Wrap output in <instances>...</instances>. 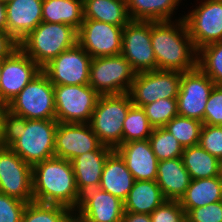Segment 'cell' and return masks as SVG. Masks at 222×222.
<instances>
[{"label": "cell", "mask_w": 222, "mask_h": 222, "mask_svg": "<svg viewBox=\"0 0 222 222\" xmlns=\"http://www.w3.org/2000/svg\"><path fill=\"white\" fill-rule=\"evenodd\" d=\"M121 54L136 73L157 70L151 45V21L131 20L123 27Z\"/></svg>", "instance_id": "obj_11"}, {"label": "cell", "mask_w": 222, "mask_h": 222, "mask_svg": "<svg viewBox=\"0 0 222 222\" xmlns=\"http://www.w3.org/2000/svg\"><path fill=\"white\" fill-rule=\"evenodd\" d=\"M102 144L89 123H61L55 132V156L71 161L75 157L96 151Z\"/></svg>", "instance_id": "obj_17"}, {"label": "cell", "mask_w": 222, "mask_h": 222, "mask_svg": "<svg viewBox=\"0 0 222 222\" xmlns=\"http://www.w3.org/2000/svg\"><path fill=\"white\" fill-rule=\"evenodd\" d=\"M121 222H152L150 214L124 212Z\"/></svg>", "instance_id": "obj_42"}, {"label": "cell", "mask_w": 222, "mask_h": 222, "mask_svg": "<svg viewBox=\"0 0 222 222\" xmlns=\"http://www.w3.org/2000/svg\"><path fill=\"white\" fill-rule=\"evenodd\" d=\"M78 31L67 24L41 22L19 47L41 68L77 44Z\"/></svg>", "instance_id": "obj_4"}, {"label": "cell", "mask_w": 222, "mask_h": 222, "mask_svg": "<svg viewBox=\"0 0 222 222\" xmlns=\"http://www.w3.org/2000/svg\"><path fill=\"white\" fill-rule=\"evenodd\" d=\"M42 68L20 47L1 61L0 103L8 105Z\"/></svg>", "instance_id": "obj_16"}, {"label": "cell", "mask_w": 222, "mask_h": 222, "mask_svg": "<svg viewBox=\"0 0 222 222\" xmlns=\"http://www.w3.org/2000/svg\"><path fill=\"white\" fill-rule=\"evenodd\" d=\"M27 203L0 193V222H21Z\"/></svg>", "instance_id": "obj_38"}, {"label": "cell", "mask_w": 222, "mask_h": 222, "mask_svg": "<svg viewBox=\"0 0 222 222\" xmlns=\"http://www.w3.org/2000/svg\"><path fill=\"white\" fill-rule=\"evenodd\" d=\"M75 212L87 222H121L124 202L100 188L90 189L81 195Z\"/></svg>", "instance_id": "obj_18"}, {"label": "cell", "mask_w": 222, "mask_h": 222, "mask_svg": "<svg viewBox=\"0 0 222 222\" xmlns=\"http://www.w3.org/2000/svg\"><path fill=\"white\" fill-rule=\"evenodd\" d=\"M123 27L84 19L78 30L77 43L92 58L121 54Z\"/></svg>", "instance_id": "obj_15"}, {"label": "cell", "mask_w": 222, "mask_h": 222, "mask_svg": "<svg viewBox=\"0 0 222 222\" xmlns=\"http://www.w3.org/2000/svg\"><path fill=\"white\" fill-rule=\"evenodd\" d=\"M17 48L19 43L6 31L0 30V61L9 57Z\"/></svg>", "instance_id": "obj_41"}, {"label": "cell", "mask_w": 222, "mask_h": 222, "mask_svg": "<svg viewBox=\"0 0 222 222\" xmlns=\"http://www.w3.org/2000/svg\"><path fill=\"white\" fill-rule=\"evenodd\" d=\"M158 186L166 200H177L185 194L191 178L183 165L182 158L158 161Z\"/></svg>", "instance_id": "obj_22"}, {"label": "cell", "mask_w": 222, "mask_h": 222, "mask_svg": "<svg viewBox=\"0 0 222 222\" xmlns=\"http://www.w3.org/2000/svg\"><path fill=\"white\" fill-rule=\"evenodd\" d=\"M204 124L222 126V85H215L207 100Z\"/></svg>", "instance_id": "obj_39"}, {"label": "cell", "mask_w": 222, "mask_h": 222, "mask_svg": "<svg viewBox=\"0 0 222 222\" xmlns=\"http://www.w3.org/2000/svg\"><path fill=\"white\" fill-rule=\"evenodd\" d=\"M214 82L197 66L183 72L177 97L178 115L204 124V111Z\"/></svg>", "instance_id": "obj_12"}, {"label": "cell", "mask_w": 222, "mask_h": 222, "mask_svg": "<svg viewBox=\"0 0 222 222\" xmlns=\"http://www.w3.org/2000/svg\"><path fill=\"white\" fill-rule=\"evenodd\" d=\"M6 27V7L3 2L0 1V30L5 31Z\"/></svg>", "instance_id": "obj_43"}, {"label": "cell", "mask_w": 222, "mask_h": 222, "mask_svg": "<svg viewBox=\"0 0 222 222\" xmlns=\"http://www.w3.org/2000/svg\"><path fill=\"white\" fill-rule=\"evenodd\" d=\"M149 141L158 161L182 156L184 148L164 127L153 128Z\"/></svg>", "instance_id": "obj_34"}, {"label": "cell", "mask_w": 222, "mask_h": 222, "mask_svg": "<svg viewBox=\"0 0 222 222\" xmlns=\"http://www.w3.org/2000/svg\"><path fill=\"white\" fill-rule=\"evenodd\" d=\"M203 122L188 117L175 116L164 128L168 130L183 148L199 144Z\"/></svg>", "instance_id": "obj_32"}, {"label": "cell", "mask_w": 222, "mask_h": 222, "mask_svg": "<svg viewBox=\"0 0 222 222\" xmlns=\"http://www.w3.org/2000/svg\"><path fill=\"white\" fill-rule=\"evenodd\" d=\"M115 151L124 160L134 180L156 181L158 160L149 139L122 143Z\"/></svg>", "instance_id": "obj_19"}, {"label": "cell", "mask_w": 222, "mask_h": 222, "mask_svg": "<svg viewBox=\"0 0 222 222\" xmlns=\"http://www.w3.org/2000/svg\"><path fill=\"white\" fill-rule=\"evenodd\" d=\"M132 106L129 93L99 96L89 124L102 145L115 150L122 144L123 121Z\"/></svg>", "instance_id": "obj_5"}, {"label": "cell", "mask_w": 222, "mask_h": 222, "mask_svg": "<svg viewBox=\"0 0 222 222\" xmlns=\"http://www.w3.org/2000/svg\"><path fill=\"white\" fill-rule=\"evenodd\" d=\"M151 45L157 70L186 72L197 67L198 51L184 16L174 21H151Z\"/></svg>", "instance_id": "obj_2"}, {"label": "cell", "mask_w": 222, "mask_h": 222, "mask_svg": "<svg viewBox=\"0 0 222 222\" xmlns=\"http://www.w3.org/2000/svg\"><path fill=\"white\" fill-rule=\"evenodd\" d=\"M152 222H185L186 213L177 200H165L151 214Z\"/></svg>", "instance_id": "obj_37"}, {"label": "cell", "mask_w": 222, "mask_h": 222, "mask_svg": "<svg viewBox=\"0 0 222 222\" xmlns=\"http://www.w3.org/2000/svg\"><path fill=\"white\" fill-rule=\"evenodd\" d=\"M222 201V178L193 179L179 200L180 206L187 214L191 209L204 207Z\"/></svg>", "instance_id": "obj_24"}, {"label": "cell", "mask_w": 222, "mask_h": 222, "mask_svg": "<svg viewBox=\"0 0 222 222\" xmlns=\"http://www.w3.org/2000/svg\"><path fill=\"white\" fill-rule=\"evenodd\" d=\"M142 109L153 128L164 127L178 115L177 98H165L144 105Z\"/></svg>", "instance_id": "obj_35"}, {"label": "cell", "mask_w": 222, "mask_h": 222, "mask_svg": "<svg viewBox=\"0 0 222 222\" xmlns=\"http://www.w3.org/2000/svg\"><path fill=\"white\" fill-rule=\"evenodd\" d=\"M219 175L222 178V157L219 158Z\"/></svg>", "instance_id": "obj_46"}, {"label": "cell", "mask_w": 222, "mask_h": 222, "mask_svg": "<svg viewBox=\"0 0 222 222\" xmlns=\"http://www.w3.org/2000/svg\"><path fill=\"white\" fill-rule=\"evenodd\" d=\"M135 75L122 54L92 58L89 85L99 95L129 93Z\"/></svg>", "instance_id": "obj_7"}, {"label": "cell", "mask_w": 222, "mask_h": 222, "mask_svg": "<svg viewBox=\"0 0 222 222\" xmlns=\"http://www.w3.org/2000/svg\"><path fill=\"white\" fill-rule=\"evenodd\" d=\"M43 0H13L5 4V31L18 43L42 22Z\"/></svg>", "instance_id": "obj_20"}, {"label": "cell", "mask_w": 222, "mask_h": 222, "mask_svg": "<svg viewBox=\"0 0 222 222\" xmlns=\"http://www.w3.org/2000/svg\"><path fill=\"white\" fill-rule=\"evenodd\" d=\"M56 119H26L6 111L0 146L10 147L27 164L34 166L55 156Z\"/></svg>", "instance_id": "obj_1"}, {"label": "cell", "mask_w": 222, "mask_h": 222, "mask_svg": "<svg viewBox=\"0 0 222 222\" xmlns=\"http://www.w3.org/2000/svg\"><path fill=\"white\" fill-rule=\"evenodd\" d=\"M7 110L26 119H56L54 85L41 71L7 105Z\"/></svg>", "instance_id": "obj_6"}, {"label": "cell", "mask_w": 222, "mask_h": 222, "mask_svg": "<svg viewBox=\"0 0 222 222\" xmlns=\"http://www.w3.org/2000/svg\"><path fill=\"white\" fill-rule=\"evenodd\" d=\"M182 72L152 70L136 73L129 95L134 106L155 102L159 99L177 98Z\"/></svg>", "instance_id": "obj_9"}, {"label": "cell", "mask_w": 222, "mask_h": 222, "mask_svg": "<svg viewBox=\"0 0 222 222\" xmlns=\"http://www.w3.org/2000/svg\"><path fill=\"white\" fill-rule=\"evenodd\" d=\"M0 77H1V61H0Z\"/></svg>", "instance_id": "obj_49"}, {"label": "cell", "mask_w": 222, "mask_h": 222, "mask_svg": "<svg viewBox=\"0 0 222 222\" xmlns=\"http://www.w3.org/2000/svg\"><path fill=\"white\" fill-rule=\"evenodd\" d=\"M83 20V0H43V22L67 24L78 31Z\"/></svg>", "instance_id": "obj_27"}, {"label": "cell", "mask_w": 222, "mask_h": 222, "mask_svg": "<svg viewBox=\"0 0 222 222\" xmlns=\"http://www.w3.org/2000/svg\"><path fill=\"white\" fill-rule=\"evenodd\" d=\"M1 2H3L4 4L10 2V1H13V0H0Z\"/></svg>", "instance_id": "obj_48"}, {"label": "cell", "mask_w": 222, "mask_h": 222, "mask_svg": "<svg viewBox=\"0 0 222 222\" xmlns=\"http://www.w3.org/2000/svg\"><path fill=\"white\" fill-rule=\"evenodd\" d=\"M181 158L191 180L220 176L219 159L209 154L199 144L184 148Z\"/></svg>", "instance_id": "obj_29"}, {"label": "cell", "mask_w": 222, "mask_h": 222, "mask_svg": "<svg viewBox=\"0 0 222 222\" xmlns=\"http://www.w3.org/2000/svg\"><path fill=\"white\" fill-rule=\"evenodd\" d=\"M199 6L184 15L190 38L198 51L222 41V0H201Z\"/></svg>", "instance_id": "obj_10"}, {"label": "cell", "mask_w": 222, "mask_h": 222, "mask_svg": "<svg viewBox=\"0 0 222 222\" xmlns=\"http://www.w3.org/2000/svg\"><path fill=\"white\" fill-rule=\"evenodd\" d=\"M157 181L135 180L124 202V212L151 214L165 201Z\"/></svg>", "instance_id": "obj_25"}, {"label": "cell", "mask_w": 222, "mask_h": 222, "mask_svg": "<svg viewBox=\"0 0 222 222\" xmlns=\"http://www.w3.org/2000/svg\"><path fill=\"white\" fill-rule=\"evenodd\" d=\"M65 222H77V213L73 212L66 220Z\"/></svg>", "instance_id": "obj_45"}, {"label": "cell", "mask_w": 222, "mask_h": 222, "mask_svg": "<svg viewBox=\"0 0 222 222\" xmlns=\"http://www.w3.org/2000/svg\"><path fill=\"white\" fill-rule=\"evenodd\" d=\"M0 193L29 203L33 201L32 166L10 147L0 146Z\"/></svg>", "instance_id": "obj_14"}, {"label": "cell", "mask_w": 222, "mask_h": 222, "mask_svg": "<svg viewBox=\"0 0 222 222\" xmlns=\"http://www.w3.org/2000/svg\"><path fill=\"white\" fill-rule=\"evenodd\" d=\"M182 0H126L131 20L172 21Z\"/></svg>", "instance_id": "obj_28"}, {"label": "cell", "mask_w": 222, "mask_h": 222, "mask_svg": "<svg viewBox=\"0 0 222 222\" xmlns=\"http://www.w3.org/2000/svg\"><path fill=\"white\" fill-rule=\"evenodd\" d=\"M33 201L61 205L76 211L81 195L71 161L51 157L32 166Z\"/></svg>", "instance_id": "obj_3"}, {"label": "cell", "mask_w": 222, "mask_h": 222, "mask_svg": "<svg viewBox=\"0 0 222 222\" xmlns=\"http://www.w3.org/2000/svg\"><path fill=\"white\" fill-rule=\"evenodd\" d=\"M186 220L189 222H222V201L191 209L186 214Z\"/></svg>", "instance_id": "obj_40"}, {"label": "cell", "mask_w": 222, "mask_h": 222, "mask_svg": "<svg viewBox=\"0 0 222 222\" xmlns=\"http://www.w3.org/2000/svg\"><path fill=\"white\" fill-rule=\"evenodd\" d=\"M152 130L144 110L133 105L123 121L122 143L149 139Z\"/></svg>", "instance_id": "obj_31"}, {"label": "cell", "mask_w": 222, "mask_h": 222, "mask_svg": "<svg viewBox=\"0 0 222 222\" xmlns=\"http://www.w3.org/2000/svg\"><path fill=\"white\" fill-rule=\"evenodd\" d=\"M124 160L114 150L106 159L99 188L124 201L134 183Z\"/></svg>", "instance_id": "obj_23"}, {"label": "cell", "mask_w": 222, "mask_h": 222, "mask_svg": "<svg viewBox=\"0 0 222 222\" xmlns=\"http://www.w3.org/2000/svg\"><path fill=\"white\" fill-rule=\"evenodd\" d=\"M6 111H7V105L0 103V140L2 136L3 117Z\"/></svg>", "instance_id": "obj_44"}, {"label": "cell", "mask_w": 222, "mask_h": 222, "mask_svg": "<svg viewBox=\"0 0 222 222\" xmlns=\"http://www.w3.org/2000/svg\"><path fill=\"white\" fill-rule=\"evenodd\" d=\"M199 145L209 154L222 157V126L203 124Z\"/></svg>", "instance_id": "obj_36"}, {"label": "cell", "mask_w": 222, "mask_h": 222, "mask_svg": "<svg viewBox=\"0 0 222 222\" xmlns=\"http://www.w3.org/2000/svg\"><path fill=\"white\" fill-rule=\"evenodd\" d=\"M92 57L77 43L42 68L53 85L89 84Z\"/></svg>", "instance_id": "obj_13"}, {"label": "cell", "mask_w": 222, "mask_h": 222, "mask_svg": "<svg viewBox=\"0 0 222 222\" xmlns=\"http://www.w3.org/2000/svg\"><path fill=\"white\" fill-rule=\"evenodd\" d=\"M73 212L61 205L31 201L25 207L21 222H65Z\"/></svg>", "instance_id": "obj_30"}, {"label": "cell", "mask_w": 222, "mask_h": 222, "mask_svg": "<svg viewBox=\"0 0 222 222\" xmlns=\"http://www.w3.org/2000/svg\"><path fill=\"white\" fill-rule=\"evenodd\" d=\"M99 94L89 85H54L56 120L89 123Z\"/></svg>", "instance_id": "obj_8"}, {"label": "cell", "mask_w": 222, "mask_h": 222, "mask_svg": "<svg viewBox=\"0 0 222 222\" xmlns=\"http://www.w3.org/2000/svg\"><path fill=\"white\" fill-rule=\"evenodd\" d=\"M113 151L112 148L101 145L96 151L81 154L71 160L80 195L99 188L104 164Z\"/></svg>", "instance_id": "obj_21"}, {"label": "cell", "mask_w": 222, "mask_h": 222, "mask_svg": "<svg viewBox=\"0 0 222 222\" xmlns=\"http://www.w3.org/2000/svg\"><path fill=\"white\" fill-rule=\"evenodd\" d=\"M77 222H87L86 220L82 219L78 214H77Z\"/></svg>", "instance_id": "obj_47"}, {"label": "cell", "mask_w": 222, "mask_h": 222, "mask_svg": "<svg viewBox=\"0 0 222 222\" xmlns=\"http://www.w3.org/2000/svg\"><path fill=\"white\" fill-rule=\"evenodd\" d=\"M83 16L117 26L131 21L126 0H83Z\"/></svg>", "instance_id": "obj_26"}, {"label": "cell", "mask_w": 222, "mask_h": 222, "mask_svg": "<svg viewBox=\"0 0 222 222\" xmlns=\"http://www.w3.org/2000/svg\"><path fill=\"white\" fill-rule=\"evenodd\" d=\"M197 66L214 82L222 85V41L198 50Z\"/></svg>", "instance_id": "obj_33"}]
</instances>
